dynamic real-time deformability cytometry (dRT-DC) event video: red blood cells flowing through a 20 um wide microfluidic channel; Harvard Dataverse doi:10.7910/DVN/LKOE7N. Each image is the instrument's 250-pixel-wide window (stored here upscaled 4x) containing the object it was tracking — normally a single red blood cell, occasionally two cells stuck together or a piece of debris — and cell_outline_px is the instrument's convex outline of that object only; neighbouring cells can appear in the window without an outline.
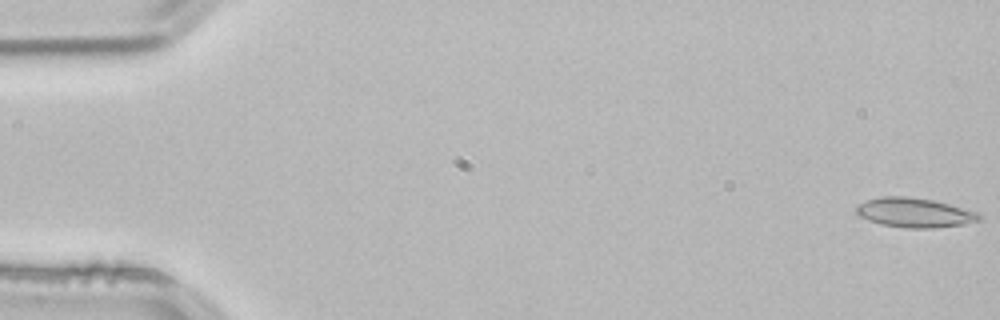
{"species": "common noctule bat (a hibernating species)", "species_latin": "Nyctalus noctula", "temperature_condition": "room temperature", "stored_images_in_passage": 53, "camera_frame_rate_fps": 3000, "um_per_image_px": 0.085, "animal": {"sex": "male", "body_mass_g": 21.5, "forearm_length_mm": 52.0}, "frame": {"image": 1, "passage_image": 1, "time_ms": 0.0, "image_size_px": [1000, 320], "cell_outline_px": [[980, 220], [964, 224], [932, 228], [904, 228], [880, 224], [868, 220], [860, 216], [856, 212], [856, 204], [880, 196], [908, 196], [932, 200], [980, 212]], "centroid_in_image_um": [77.72, 18.07], "position_along_channel_um": 7.3, "area_um2": 21.15}}
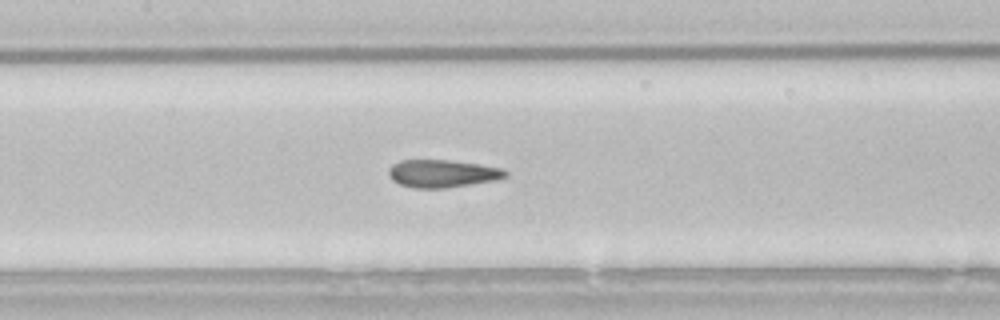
{"frame": {"image": 2, "passage_image": 25, "time_ms": 8.0, "image_size_px": [1000, 320], "cell_outline_px": [[508, 176], [496, 180], [444, 188], [412, 188], [400, 184], [392, 180], [388, 176], [388, 168], [392, 164], [400, 160], [452, 160], [480, 164], [500, 168], [508, 172]], "centroid_in_image_um": [37.57, 14.74], "position_along_channel_um": 169.8, "area_um2": 18.96}}
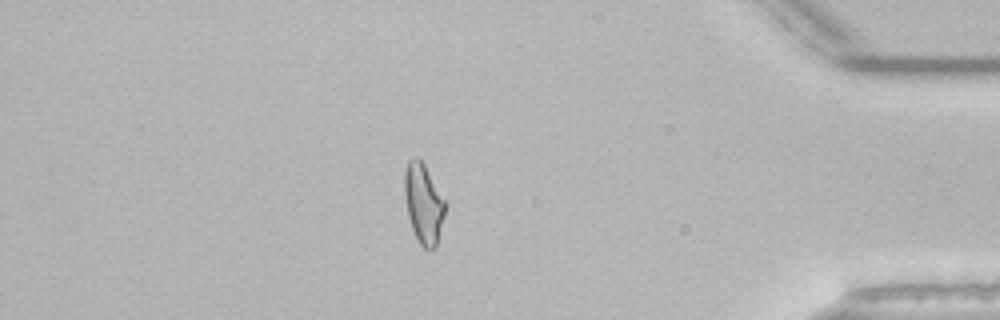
{"frame": {"image": 3, "passage_image": 46, "time_ms": 15.0, "image_size_px": [1000, 320], "cell_outline_px": [[444, 216], [436, 244], [432, 248], [424, 248], [420, 244], [412, 228], [408, 216], [404, 196], [404, 172], [408, 160], [412, 156], [416, 156], [424, 164], [444, 200]], "centroid_in_image_um": [35.95, 17.25], "position_along_channel_um": 399.2, "area_um2": 18.44}, "authors_computed_cell_mechanics": {"area_um2": 19.3052, "velocity_mm_per_s": 3.8382, "shape_relaxation_time_tau1_ms": null, "shape_relaxation_time_tau2_ms": 1.0472, "deformation_change_tau1": null, "deformation_change_tau2": 0.0899}}